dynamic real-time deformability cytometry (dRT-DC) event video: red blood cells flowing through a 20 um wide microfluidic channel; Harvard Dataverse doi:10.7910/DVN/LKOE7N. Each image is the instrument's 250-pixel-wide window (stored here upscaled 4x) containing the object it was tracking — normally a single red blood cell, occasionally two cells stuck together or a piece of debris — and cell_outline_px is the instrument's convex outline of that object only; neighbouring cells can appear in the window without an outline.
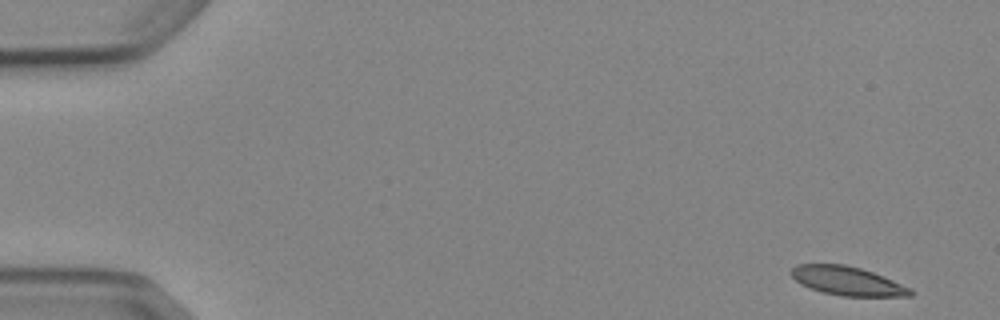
{"species": "Egyptian fruit bat (a non-hibernating species)", "species_latin": "Rousettus aegyptiacus", "temperature_condition": "cold", "stored_images_in_passage": 4, "camera_frame_rate_fps": 3000, "um_per_image_px": 0.085, "animal": {"sex": "female"}, "frame": {"image": 1, "passage_image": 1, "time_ms": 0.0, "image_size_px": [1000, 320], "cell_outline_px": [[916, 292], [912, 296], [840, 296], [820, 292], [800, 284], [788, 272], [796, 264], [844, 264], [860, 268], [872, 272], [912, 288]], "centroid_in_image_um": [72.02, 23.89], "position_along_channel_um": 13.0, "area_um2": 20.17}}